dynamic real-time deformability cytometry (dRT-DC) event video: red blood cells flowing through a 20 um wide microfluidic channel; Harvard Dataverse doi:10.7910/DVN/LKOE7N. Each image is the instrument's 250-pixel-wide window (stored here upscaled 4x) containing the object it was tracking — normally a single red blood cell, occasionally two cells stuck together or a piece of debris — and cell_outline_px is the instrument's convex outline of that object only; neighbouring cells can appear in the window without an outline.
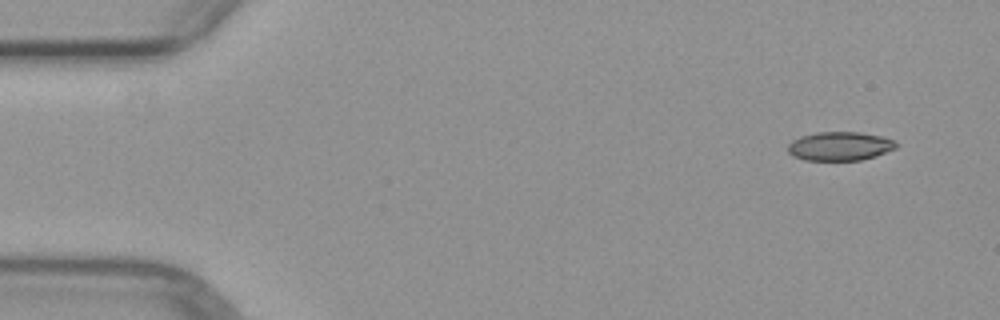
{"species": "common noctule bat (a hibernating species)", "species_latin": "Nyctalus noctula", "temperature_condition": "warm", "stored_images_in_passage": 5, "camera_frame_rate_fps": 3000, "um_per_image_px": 0.085, "animal": {"sex": "female", "body_mass_g": 29.2, "forearm_length_mm": 56.3}, "frame": {"image": 1, "passage_image": 1, "time_ms": 0.0, "image_size_px": [1000, 320], "cell_outline_px": [[900, 144], [896, 148], [876, 156], [860, 160], [804, 160], [792, 156], [788, 152], [788, 144], [792, 140], [800, 136], [816, 132], [860, 132], [884, 136]], "centroid_in_image_um": [71.39, 12.42], "position_along_channel_um": 13.6, "area_um2": 18.38}}
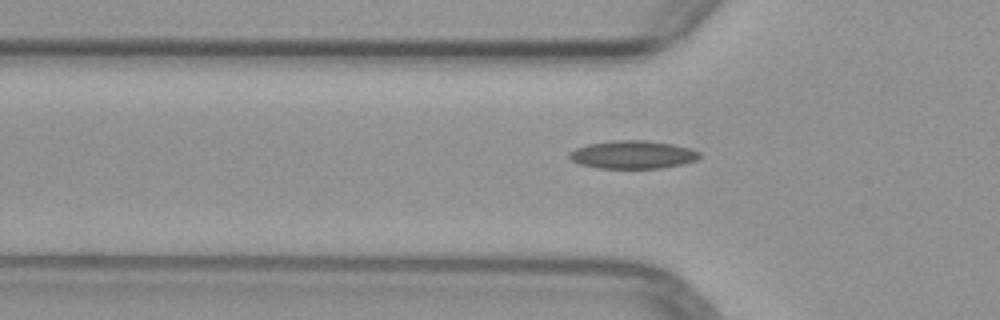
{"frame": {"image": 2, "passage_image": 4, "time_ms": 4.333, "image_size_px": [1000, 320], "cell_outline_px": [[700, 156], [696, 160], [680, 164], [660, 168], [596, 168], [580, 164], [572, 160], [568, 156], [568, 152], [576, 148], [588, 144], [612, 140], [644, 140], [672, 144], [692, 148], [700, 152]], "centroid_in_image_um": [53.76, 13.14], "position_along_channel_um": 72.0, "area_um2": 21.27}}
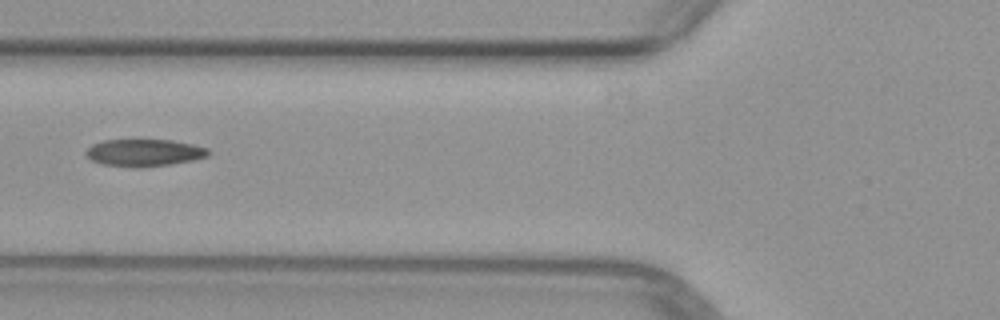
{"frame": {"image": 3, "passage_image": 5, "time_ms": 5.333, "image_size_px": [1000, 320], "cell_outline_px": [[212, 152], [208, 156], [192, 160], [168, 164], [140, 168], [132, 168], [100, 164], [92, 160], [84, 152], [92, 144], [104, 140], [172, 140], [192, 144], [208, 148]], "centroid_in_image_um": [12.25, 12.98], "position_along_channel_um": 113.6, "area_um2": 19.48}}